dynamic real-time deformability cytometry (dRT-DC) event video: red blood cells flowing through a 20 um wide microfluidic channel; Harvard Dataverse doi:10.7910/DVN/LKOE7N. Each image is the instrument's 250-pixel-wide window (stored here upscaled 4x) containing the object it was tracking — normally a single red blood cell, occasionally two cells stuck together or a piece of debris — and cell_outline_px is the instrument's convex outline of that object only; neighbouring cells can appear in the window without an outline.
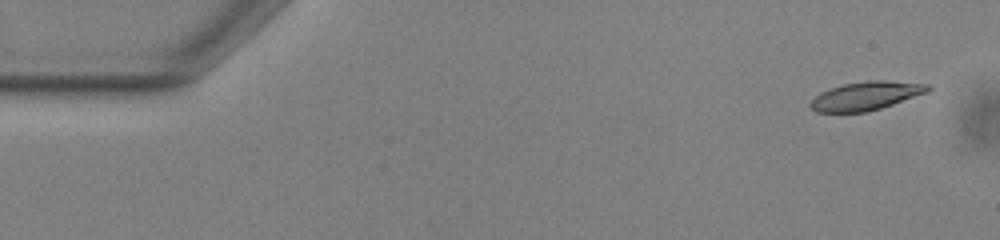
{"species": "common noctule bat (a hibernating species)", "species_latin": "Nyctalus noctula", "temperature_condition": "warm", "stored_images_in_passage": 49, "camera_frame_rate_fps": 3000, "um_per_image_px": 0.085, "animal": {"sex": "male", "body_mass_g": 13.0, "forearm_length_mm": 53.1}, "frame": {"image": 1, "passage_image": 1, "time_ms": 0.0, "image_size_px": [1000, 240], "cell_outline_px": [[932, 88], [928, 92], [868, 112], [816, 112], [808, 104], [820, 92], [844, 84], [868, 80], [884, 80], [932, 84]], "centroid_in_image_um": [73.64, 8.14], "position_along_channel_um": 11.4, "area_um2": 19.48}}
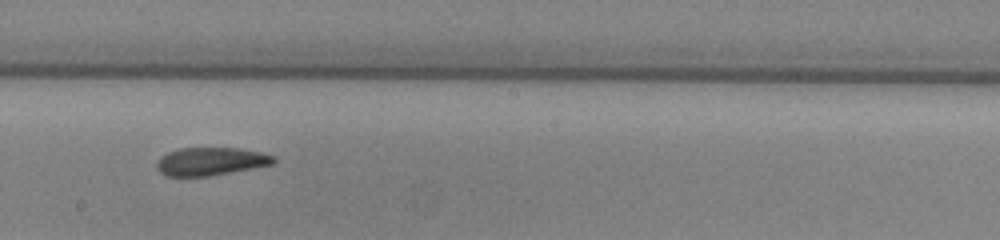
{"frame": {"image": 2, "passage_image": 28, "time_ms": 9.0, "image_size_px": [1000, 240], "cell_outline_px": [[276, 164], [208, 176], [164, 176], [156, 168], [156, 164], [160, 156], [168, 152], [180, 148], [240, 148], [260, 152], [276, 156]], "centroid_in_image_um": [17.93, 13.72], "position_along_channel_um": 230.3, "area_um2": 19.25}}
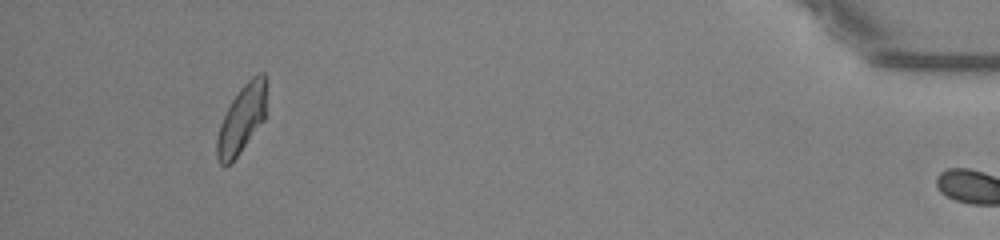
{"frame": {"image": 3, "passage_image": 48, "time_ms": 15.667, "image_size_px": [1000, 240], "cell_outline_px": [[264, 120], [240, 152], [224, 168], [220, 164], [216, 156], [216, 140], [220, 124], [232, 100], [240, 88], [252, 76], [260, 72], [264, 72]], "centroid_in_image_um": [20.5, 10.17], "position_along_channel_um": 414.7, "area_um2": 19.07}, "authors_computed_cell_mechanics": {"area_um2": 19.9988, "velocity_mm_per_s": 3.8363, "shape_relaxation_time_tau1_ms": 6.6332, "shape_relaxation_time_tau2_ms": 2.2401, "deformation_change_tau1": 0.1618, "deformation_change_tau2": 0.0909}}